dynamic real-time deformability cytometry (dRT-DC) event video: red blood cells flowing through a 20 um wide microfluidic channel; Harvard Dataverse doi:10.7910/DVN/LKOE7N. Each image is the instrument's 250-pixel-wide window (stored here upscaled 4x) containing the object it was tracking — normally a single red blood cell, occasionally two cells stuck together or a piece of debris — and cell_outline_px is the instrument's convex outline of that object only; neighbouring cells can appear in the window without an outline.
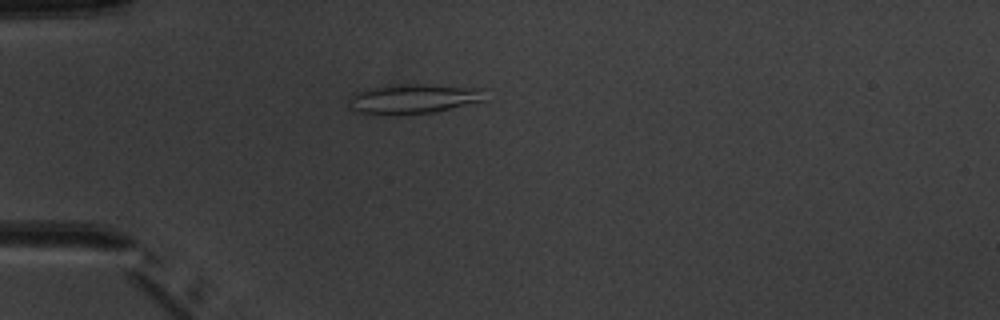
{"species": "common noctule bat (a hibernating species)", "species_latin": "Nyctalus noctula", "temperature_condition": "warm", "stored_images_in_passage": 1, "camera_frame_rate_fps": 3000, "um_per_image_px": 0.085, "animal": {"sex": "male", "body_mass_g": 20.1, "forearm_length_mm": 53.5}, "frame": {"image": 1, "passage_image": 1, "time_ms": 0.0, "image_size_px": [1000, 320], "cell_outline_px": [[488, 100], [436, 112], [396, 116], [384, 116], [352, 112], [348, 108], [348, 100], [352, 92], [372, 88], [396, 84], [428, 84], [484, 88]], "centroid_in_image_um": [35.11, 8.42], "position_along_channel_um": 49.9, "area_um2": 24.74}}